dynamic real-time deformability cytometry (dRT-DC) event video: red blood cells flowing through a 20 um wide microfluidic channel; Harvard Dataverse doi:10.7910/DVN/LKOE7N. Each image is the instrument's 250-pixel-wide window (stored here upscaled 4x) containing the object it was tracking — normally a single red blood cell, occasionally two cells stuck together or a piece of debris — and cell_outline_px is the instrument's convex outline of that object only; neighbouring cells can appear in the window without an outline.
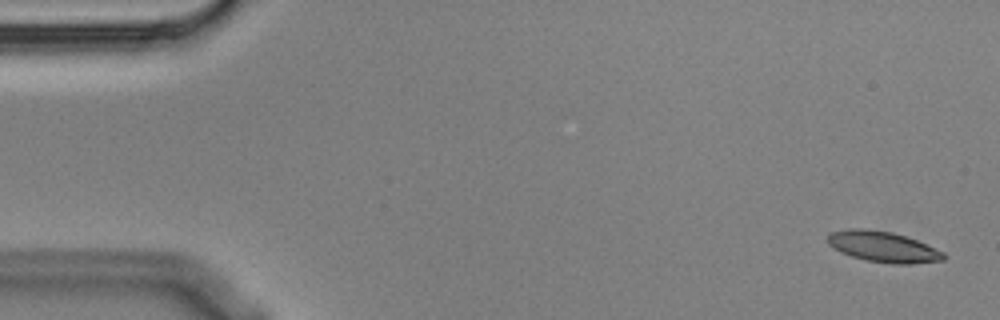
{"species": "Egyptian fruit bat (a non-hibernating species)", "species_latin": "Rousettus aegyptiacus", "temperature_condition": "cold", "stored_images_in_passage": 6, "segment_of_instrument_passage": [1, 2], "camera_frame_rate_fps": 3000, "um_per_image_px": 0.085, "animal": {"sex": "male"}, "frame": {"image": 1, "passage_image": 1, "time_ms": 0.0, "image_size_px": [1000, 320], "cell_outline_px": [[944, 260], [912, 264], [892, 264], [864, 260], [840, 252], [828, 244], [828, 236], [832, 232], [848, 228], [864, 228], [892, 232], [916, 240], [944, 252]], "centroid_in_image_um": [75.04, 20.98], "position_along_channel_um": 10.0, "area_um2": 20.69}}
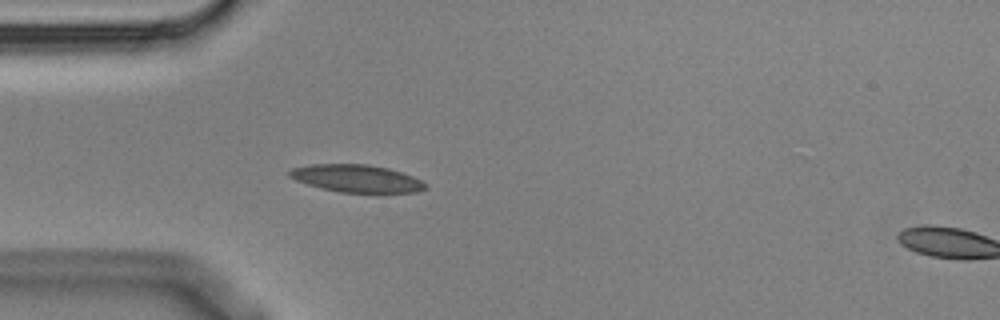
{"frame": {"image": 2, "passage_image": 5, "time_ms": 1.333, "image_size_px": [1000, 320], "cell_outline_px": [[428, 188], [416, 192], [376, 196], [340, 192], [320, 188], [296, 180], [288, 176], [288, 172], [292, 168], [312, 164], [368, 164], [388, 168], [412, 176], [428, 184]], "centroid_in_image_um": [30.39, 15.22], "position_along_channel_um": 54.6, "area_um2": 22.77}}